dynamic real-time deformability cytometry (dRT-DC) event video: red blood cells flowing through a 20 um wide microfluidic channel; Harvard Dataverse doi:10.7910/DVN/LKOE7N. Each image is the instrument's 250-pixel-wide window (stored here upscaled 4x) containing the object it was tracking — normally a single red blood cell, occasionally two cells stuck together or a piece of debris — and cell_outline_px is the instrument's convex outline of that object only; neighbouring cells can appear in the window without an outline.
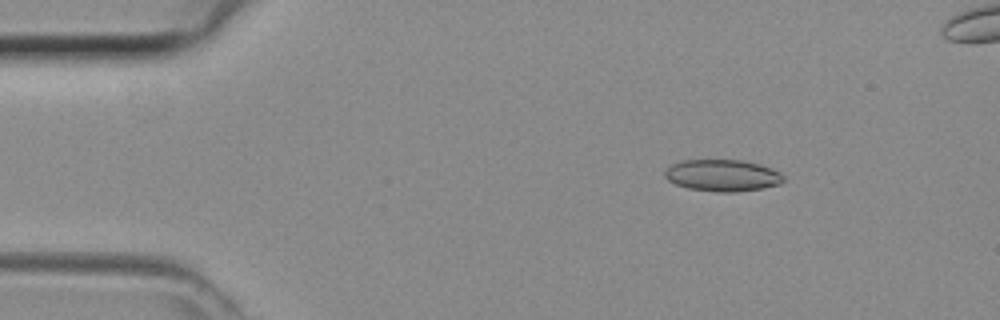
{"species": "common noctule bat (a hibernating species)", "species_latin": "Nyctalus noctula", "temperature_condition": "room temperature", "stored_images_in_passage": 40, "camera_frame_rate_fps": 3000, "um_per_image_px": 0.085, "animal": {"sex": "female", "body_mass_g": 29.2, "forearm_length_mm": 56.3}, "frame": {"image": 1, "passage_image": 5, "time_ms": 1.333, "image_size_px": [1000, 320], "cell_outline_px": [[784, 180], [780, 184], [764, 188], [736, 192], [716, 192], [688, 188], [676, 184], [668, 180], [664, 176], [664, 172], [672, 164], [680, 160], [740, 160], [760, 164], [772, 168], [780, 172], [784, 176]], "centroid_in_image_um": [61.43, 14.91], "position_along_channel_um": 23.6, "area_um2": 22.08}}
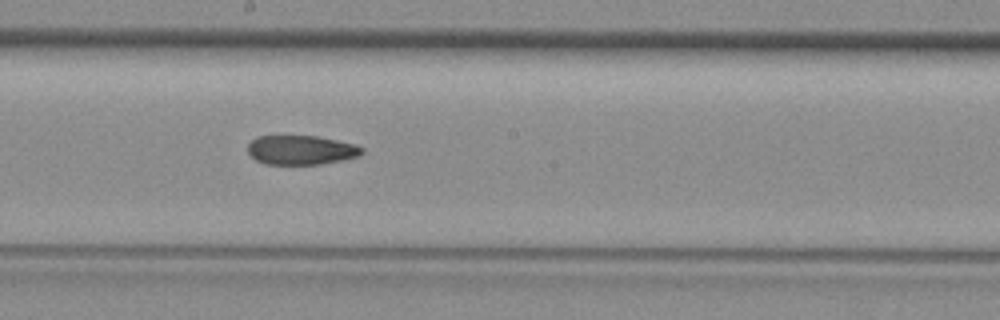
{"frame": {"image": 2, "passage_image": 22, "time_ms": 7.0, "image_size_px": [1000, 320], "cell_outline_px": [[364, 152], [360, 156], [344, 160], [320, 164], [264, 164], [256, 160], [248, 152], [248, 144], [256, 136], [316, 136], [356, 144], [364, 148]], "centroid_in_image_um": [25.62, 12.75], "position_along_channel_um": 222.6, "area_um2": 19.59}}
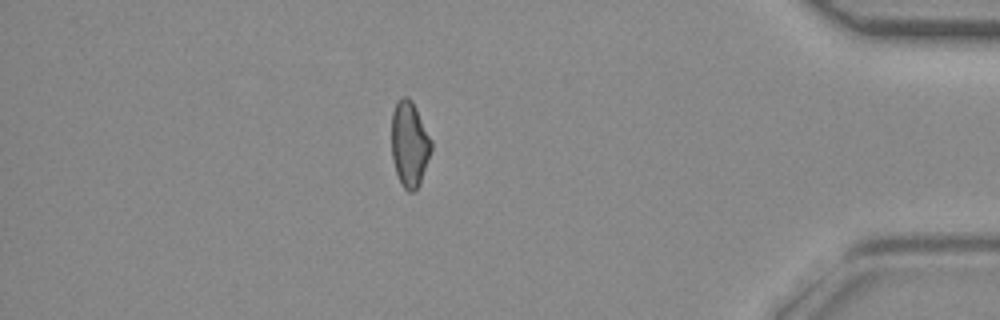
{"frame": {"image": 3, "passage_image": 36, "time_ms": 11.667, "image_size_px": [1000, 320], "cell_outline_px": [[432, 148], [420, 184], [412, 192], [408, 192], [400, 184], [392, 160], [392, 112], [396, 100], [400, 96], [408, 96], [412, 100], [432, 140]], "centroid_in_image_um": [34.8, 12.22], "position_along_channel_um": 400.4, "area_um2": 20.0}}